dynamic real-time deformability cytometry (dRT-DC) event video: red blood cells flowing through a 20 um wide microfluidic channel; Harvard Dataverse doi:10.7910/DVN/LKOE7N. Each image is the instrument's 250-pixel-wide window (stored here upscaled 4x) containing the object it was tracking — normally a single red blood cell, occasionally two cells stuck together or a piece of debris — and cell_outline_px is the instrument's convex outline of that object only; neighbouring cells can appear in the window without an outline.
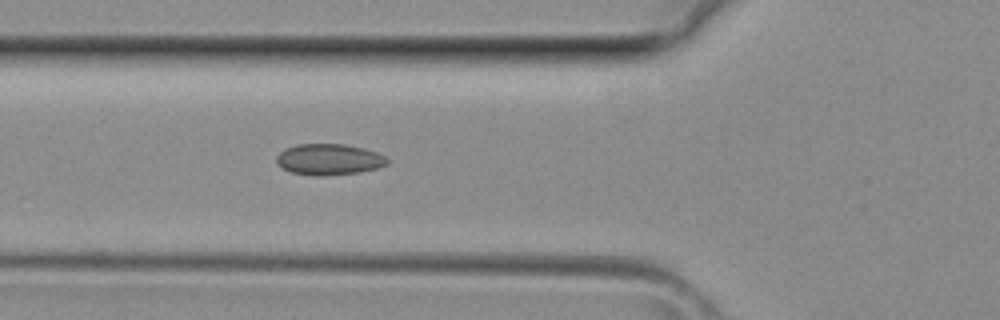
{"species": "common noctule bat (a hibernating species)", "species_latin": "Nyctalus noctula", "temperature_condition": "room temperature", "stored_images_in_passage": 35, "camera_frame_rate_fps": 3000, "um_per_image_px": 0.085, "animal": {"sex": "female", "body_mass_g": 29.2, "forearm_length_mm": 56.3}, "frame": {"image": 1, "passage_image": 13, "time_ms": 4.0, "image_size_px": [1000, 320], "cell_outline_px": [[388, 164], [380, 168], [360, 172], [320, 176], [312, 176], [292, 172], [284, 168], [276, 160], [276, 156], [284, 148], [296, 144], [344, 144], [364, 148], [376, 152], [384, 156], [388, 160]], "centroid_in_image_um": [27.98, 13.55], "position_along_channel_um": 97.8, "area_um2": 20.11}}
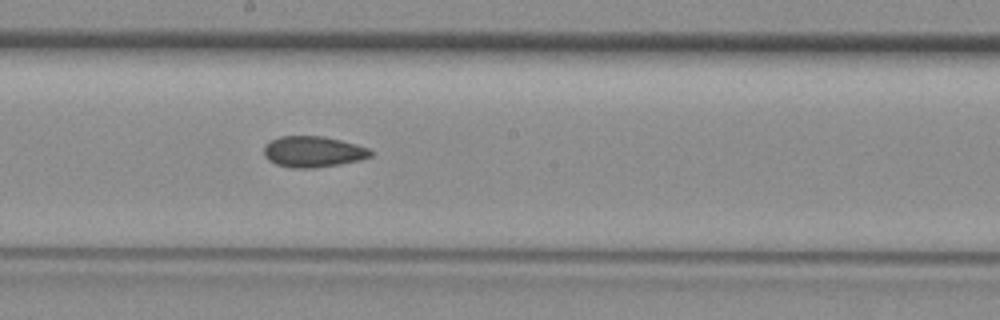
{"frame": {"image": 2, "passage_image": 20, "time_ms": 6.333, "image_size_px": [1000, 320], "cell_outline_px": [[372, 156], [360, 160], [340, 164], [312, 168], [292, 168], [276, 164], [268, 160], [264, 156], [264, 148], [272, 140], [280, 136], [324, 136], [356, 144], [368, 148], [372, 152]], "centroid_in_image_um": [26.62, 12.9], "position_along_channel_um": 221.6, "area_um2": 19.19}}
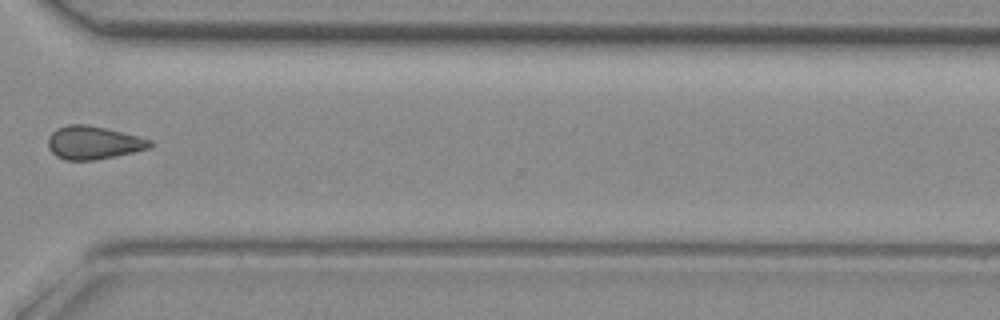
{"frame": {"image": 3, "passage_image": 28, "time_ms": 9.0, "image_size_px": [1000, 320], "cell_outline_px": [[152, 144], [148, 148], [116, 156], [92, 160], [64, 160], [56, 156], [48, 148], [48, 136], [56, 128], [68, 124], [88, 124], [152, 140]], "centroid_in_image_um": [7.87, 12.12], "position_along_channel_um": 362.7, "area_um2": 19.54}}